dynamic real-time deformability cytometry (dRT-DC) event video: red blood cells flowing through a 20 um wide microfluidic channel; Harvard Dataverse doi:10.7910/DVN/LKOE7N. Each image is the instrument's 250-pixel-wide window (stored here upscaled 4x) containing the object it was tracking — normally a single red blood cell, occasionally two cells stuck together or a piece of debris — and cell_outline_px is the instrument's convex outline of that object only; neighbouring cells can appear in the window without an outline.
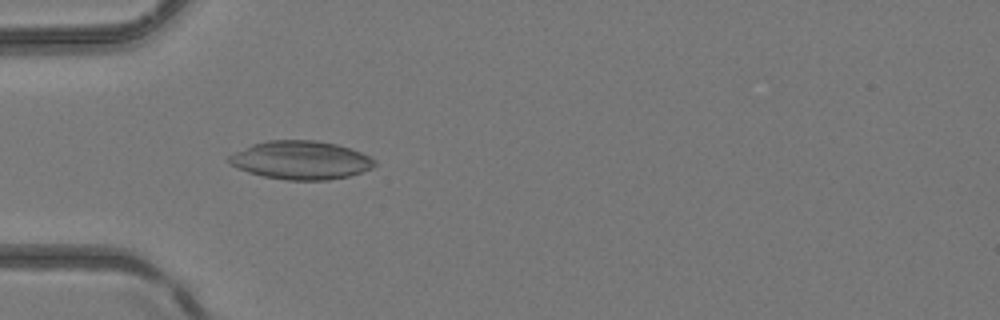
{"species": "common noctule bat (a hibernating species)", "species_latin": "Nyctalus noctula", "temperature_condition": "room temperature", "stored_images_in_passage": 5, "camera_frame_rate_fps": 3000, "um_per_image_px": 0.085, "animal": {"sex": "female", "body_mass_g": 24.6, "forearm_length_mm": 56.2}, "frame": {"image": 1, "passage_image": 5, "time_ms": 4.667, "image_size_px": [1000, 320], "cell_outline_px": [[376, 164], [372, 168], [348, 176], [328, 180], [288, 180], [264, 176], [248, 172], [232, 164], [228, 160], [228, 156], [252, 144], [268, 140], [316, 140], [336, 144], [360, 152], [376, 160]], "centroid_in_image_um": [25.59, 13.61], "position_along_channel_um": 59.4, "area_um2": 32.25}}